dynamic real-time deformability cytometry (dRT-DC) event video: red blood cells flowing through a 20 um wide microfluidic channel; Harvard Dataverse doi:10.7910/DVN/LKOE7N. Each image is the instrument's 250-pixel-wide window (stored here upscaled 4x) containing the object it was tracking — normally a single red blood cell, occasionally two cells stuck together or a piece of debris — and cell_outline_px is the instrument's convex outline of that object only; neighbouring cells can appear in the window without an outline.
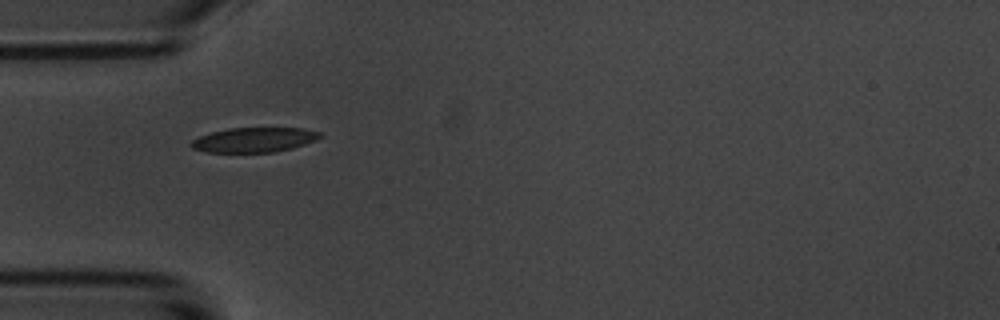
{"species": "common noctule bat (a hibernating species)", "species_latin": "Nyctalus noctula", "temperature_condition": "room temperature", "stored_images_in_passage": 36, "camera_frame_rate_fps": 3000, "um_per_image_px": 0.085, "animal": {"sex": "male", "body_mass_g": 20.1, "forearm_length_mm": 53.5}, "frame": {"image": 1, "passage_image": 1, "time_ms": 0.0, "image_size_px": [1000, 320], "cell_outline_px": [[324, 136], [316, 140], [292, 148], [276, 152], [204, 152], [192, 148], [188, 144], [192, 140], [200, 136], [212, 132], [228, 128], [304, 128], [320, 132]], "centroid_in_image_um": [21.6, 11.88], "position_along_channel_um": 63.4, "area_um2": 18.67}}
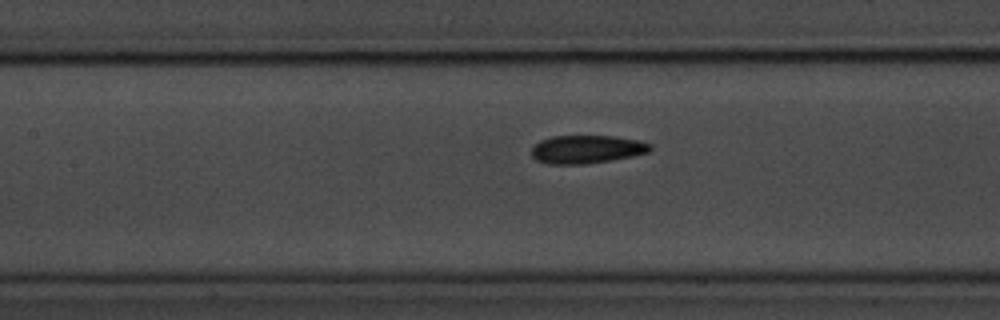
{"frame": {"image": 2, "passage_image": 9, "time_ms": 2.667, "image_size_px": [1000, 320], "cell_outline_px": [[652, 148], [648, 152], [632, 156], [584, 164], [548, 164], [536, 160], [532, 156], [532, 148], [540, 140], [552, 136], [612, 136], [640, 140], [652, 144]], "centroid_in_image_um": [49.87, 12.68], "position_along_channel_um": 157.5, "area_um2": 19.42}}
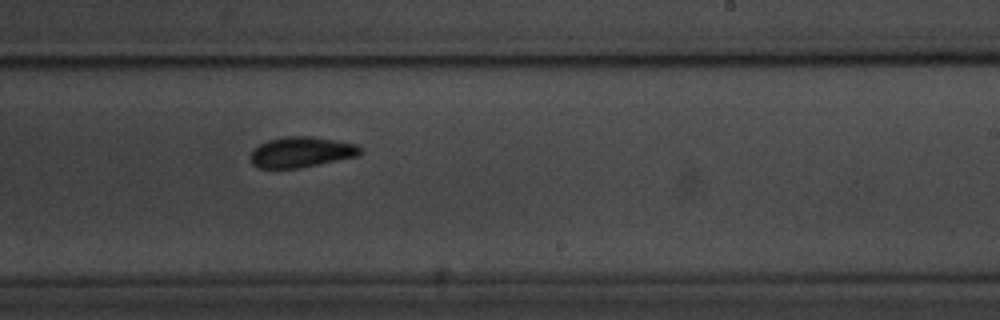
{"frame": {"image": 3, "passage_image": 18, "time_ms": 5.667, "image_size_px": [1000, 320], "cell_outline_px": [[360, 156], [300, 168], [260, 168], [252, 164], [248, 156], [252, 148], [268, 140], [284, 136], [312, 136], [360, 144]], "centroid_in_image_um": [25.6, 12.92], "position_along_channel_um": 263.4, "area_um2": 19.94}, "authors_computed_cell_mechanics": {"area_um2": 19.074, "velocity_mm_per_s": 3.5414, "shape_relaxation_time_tau1_ms": 4.1093, "shape_relaxation_time_tau2_ms": 1.3494, "deformation_change_tau1": 0.1149, "deformation_change_tau2": 0.0572}}